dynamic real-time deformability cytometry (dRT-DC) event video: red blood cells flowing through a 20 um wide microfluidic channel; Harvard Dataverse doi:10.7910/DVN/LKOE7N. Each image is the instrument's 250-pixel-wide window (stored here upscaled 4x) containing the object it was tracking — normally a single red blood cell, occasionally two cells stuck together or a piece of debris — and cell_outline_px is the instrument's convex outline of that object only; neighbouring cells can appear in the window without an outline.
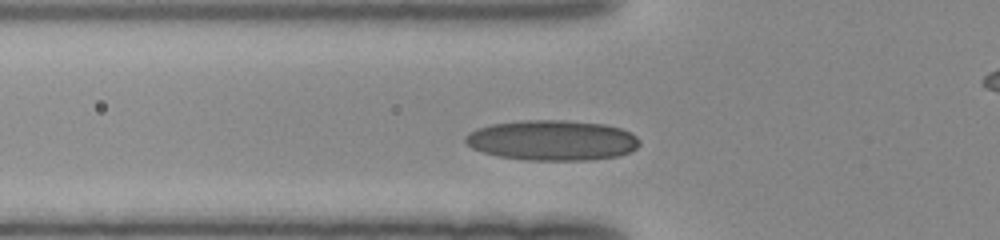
{"species": "human", "species_latin": "Homo sapiens", "temperature_condition": "room temperature", "stored_images_in_passage": 32, "camera_frame_rate_fps": 3000, "um_per_image_px": 0.085, "donor": {"sex": "female"}, "frame": {"image": 1, "passage_image": 8, "time_ms": 2.333, "image_size_px": [1000, 240], "cell_outline_px": [[640, 144], [636, 148], [620, 156], [592, 160], [524, 160], [500, 156], [484, 152], [472, 148], [464, 140], [464, 136], [468, 132], [476, 128], [492, 124], [524, 120], [564, 120], [604, 124], [620, 128], [632, 132], [640, 140]], "centroid_in_image_um": [46.95, 11.92], "position_along_channel_um": 78.8, "area_um2": 41.1}}
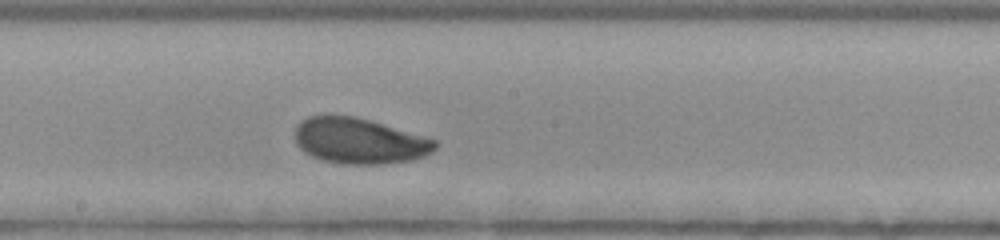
{"frame": {"image": 2, "passage_image": 18, "time_ms": 5.667, "image_size_px": [1000, 240], "cell_outline_px": [[436, 148], [432, 152], [424, 156], [412, 160], [384, 164], [340, 164], [324, 160], [312, 156], [304, 152], [296, 144], [296, 124], [300, 120], [308, 116], [324, 112], [352, 116], [368, 120], [424, 136], [436, 140]], "centroid_in_image_um": [30.48, 11.95], "position_along_channel_um": 217.7, "area_um2": 37.74}}
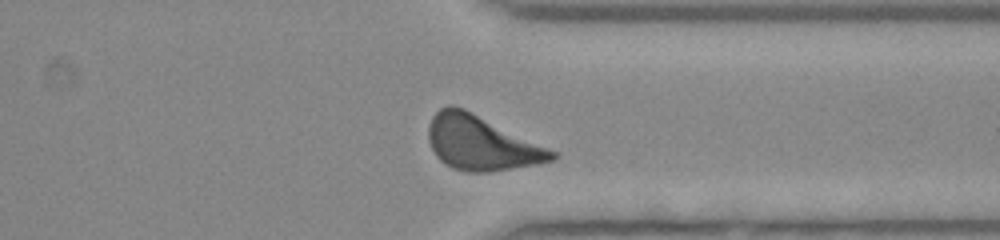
{"frame": {"image": 3, "passage_image": 29, "time_ms": 9.333, "image_size_px": [1000, 240], "cell_outline_px": [[560, 156], [556, 160], [536, 164], [488, 172], [464, 172], [452, 168], [444, 164], [436, 156], [428, 140], [428, 124], [432, 116], [440, 108], [448, 104], [452, 104], [464, 108], [548, 148], [556, 152]], "centroid_in_image_um": [40.87, 12.15], "position_along_channel_um": 370.5, "area_um2": 39.13}}